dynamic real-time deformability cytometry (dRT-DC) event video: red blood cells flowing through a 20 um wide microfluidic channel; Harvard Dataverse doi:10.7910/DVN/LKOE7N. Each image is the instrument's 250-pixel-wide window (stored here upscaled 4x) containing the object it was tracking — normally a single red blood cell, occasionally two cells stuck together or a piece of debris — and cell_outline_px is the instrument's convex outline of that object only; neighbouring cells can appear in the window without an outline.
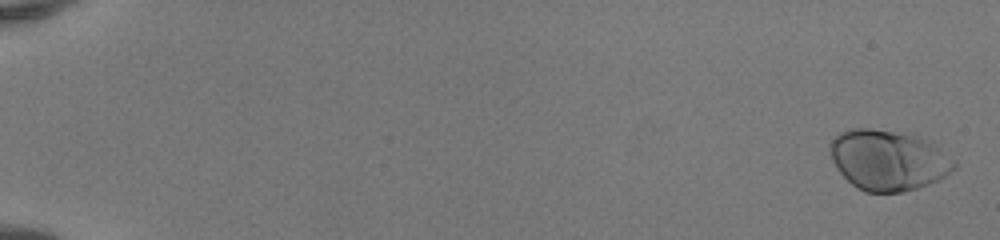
{"species": "human", "species_latin": "Homo sapiens", "temperature_condition": "room temperature", "stored_images_in_passage": 52, "camera_frame_rate_fps": 3000, "um_per_image_px": 0.085, "donor": {"sex": "female"}, "frame": {"image": 1, "passage_image": 2, "time_ms": 0.333, "image_size_px": [1000, 240], "cell_outline_px": [[956, 168], [940, 180], [904, 192], [864, 192], [856, 188], [836, 168], [832, 160], [828, 148], [828, 144], [840, 132], [848, 128], [868, 128], [912, 132], [928, 140], [956, 160]], "centroid_in_image_um": [75.51, 13.58], "position_along_channel_um": 9.5, "area_um2": 44.51}}
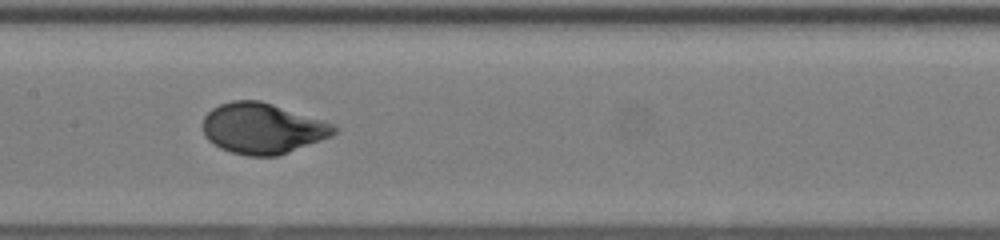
{"frame": {"image": 2, "passage_image": 29, "time_ms": 9.333, "image_size_px": [1000, 240], "cell_outline_px": [[340, 128], [332, 136], [288, 152], [276, 156], [248, 156], [232, 152], [220, 148], [208, 140], [204, 136], [200, 124], [204, 116], [212, 108], [220, 104], [232, 100], [260, 100], [336, 124]], "centroid_in_image_um": [22.3, 10.91], "position_along_channel_um": 185.1, "area_um2": 39.07}}
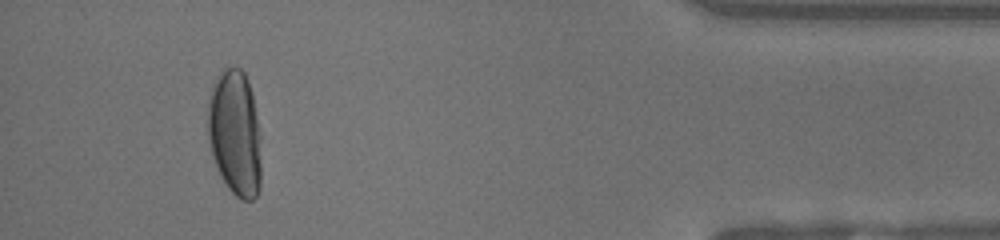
{"frame": {"image": 3, "passage_image": 49, "time_ms": 16.0, "image_size_px": [1000, 240], "cell_outline_px": [[260, 188], [256, 196], [252, 200], [244, 200], [236, 196], [228, 188], [220, 176], [212, 156], [208, 140], [208, 100], [212, 84], [220, 72], [224, 68], [240, 68], [244, 72], [248, 80], [252, 92], [260, 136]], "centroid_in_image_um": [19.96, 11.31], "position_along_channel_um": 415.2, "area_um2": 39.42}, "authors_computed_cell_mechanics": {"area_um2": 39.015, "velocity_mm_per_s": 4.1455, "shape_relaxation_time_tau1_ms": 3.3176, "shape_relaxation_time_tau2_ms": null, "deformation_change_tau1": 0.1782, "deformation_change_tau2": null}}